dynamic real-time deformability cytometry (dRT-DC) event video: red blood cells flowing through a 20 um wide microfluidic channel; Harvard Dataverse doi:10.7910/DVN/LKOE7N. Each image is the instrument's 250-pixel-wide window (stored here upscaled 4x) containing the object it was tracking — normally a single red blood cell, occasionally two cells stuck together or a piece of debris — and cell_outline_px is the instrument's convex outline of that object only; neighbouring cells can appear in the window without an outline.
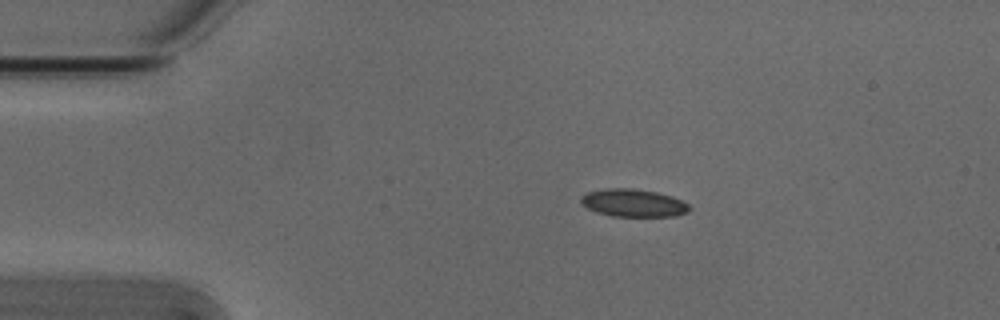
{"species": "Egyptian fruit bat (a non-hibernating species)", "species_latin": "Rousettus aegyptiacus", "temperature_condition": "cold", "stored_images_in_passage": 4, "camera_frame_rate_fps": 3000, "um_per_image_px": 0.085, "animal": {"sex": "male"}, "frame": {"image": 1, "passage_image": 2, "time_ms": 0.333, "image_size_px": [1000, 320], "cell_outline_px": [[692, 208], [684, 212], [672, 216], [612, 216], [596, 212], [588, 208], [580, 200], [580, 196], [588, 192], [604, 188], [632, 188], [656, 192], [672, 196], [688, 204]], "centroid_in_image_um": [53.8, 17.24], "position_along_channel_um": 31.2, "area_um2": 17.34}}
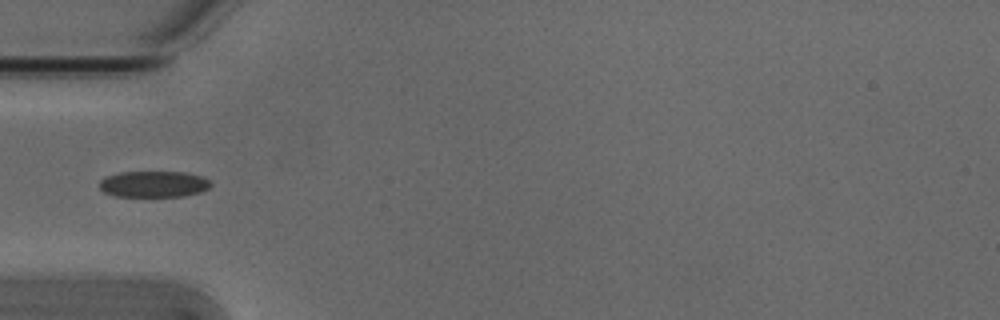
{"frame": {"image": 2, "passage_image": 4, "time_ms": 1.0, "image_size_px": [1000, 320], "cell_outline_px": [[212, 184], [208, 188], [200, 192], [184, 196], [116, 196], [104, 192], [100, 188], [100, 180], [108, 176], [120, 172], [184, 172], [200, 176], [208, 180]], "centroid_in_image_um": [13.06, 15.65], "position_along_channel_um": 71.9, "area_um2": 16.82}}